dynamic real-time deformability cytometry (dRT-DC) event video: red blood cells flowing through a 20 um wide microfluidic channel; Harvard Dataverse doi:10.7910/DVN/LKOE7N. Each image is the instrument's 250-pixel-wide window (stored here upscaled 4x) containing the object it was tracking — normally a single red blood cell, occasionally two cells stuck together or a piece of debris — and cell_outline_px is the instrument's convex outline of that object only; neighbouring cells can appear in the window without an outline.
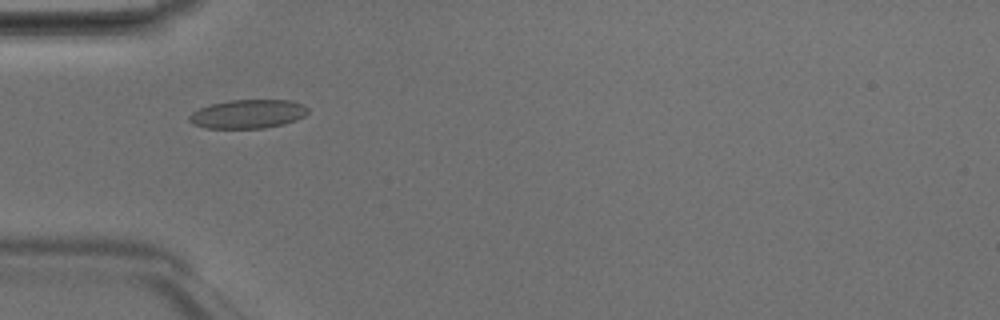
{"species": "Egyptian fruit bat (a non-hibernating species)", "species_latin": "Rousettus aegyptiacus", "temperature_condition": "room temperature", "stored_images_in_passage": 48, "camera_frame_rate_fps": 3000, "um_per_image_px": 0.085, "animal": {"sex": "male"}, "frame": {"image": 1, "passage_image": 15, "time_ms": 4.667, "image_size_px": [1000, 320], "cell_outline_px": [[308, 112], [304, 116], [296, 120], [284, 124], [264, 128], [204, 128], [192, 124], [188, 120], [188, 116], [192, 112], [200, 108], [212, 104], [232, 100], [292, 100], [304, 104], [308, 108]], "centroid_in_image_um": [21.08, 9.69], "position_along_channel_um": 63.9, "area_um2": 20.0}}
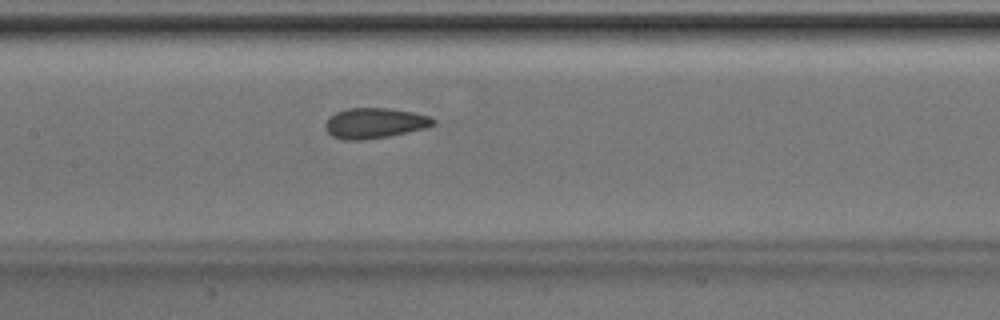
{"frame": {"image": 2, "passage_image": 23, "time_ms": 7.333, "image_size_px": [1000, 320], "cell_outline_px": [[436, 124], [428, 128], [388, 136], [360, 140], [344, 140], [332, 136], [324, 128], [324, 124], [328, 116], [336, 112], [348, 108], [388, 108], [412, 112], [428, 116], [436, 120]], "centroid_in_image_um": [31.83, 10.46], "position_along_channel_um": 175.6, "area_um2": 19.25}}
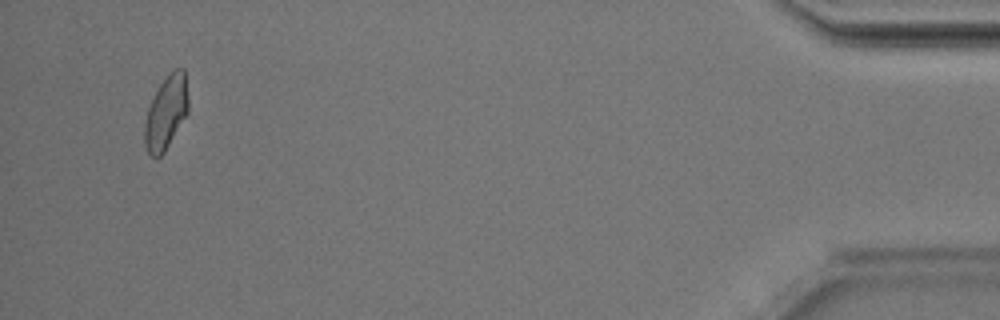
{"frame": {"image": 3, "passage_image": 46, "time_ms": 15.0, "image_size_px": [1000, 320], "cell_outline_px": [[188, 112], [164, 152], [160, 156], [152, 156], [148, 152], [144, 144], [144, 124], [148, 108], [160, 84], [176, 68], [184, 68], [188, 96]], "centroid_in_image_um": [14.12, 9.58], "position_along_channel_um": 421.1, "area_um2": 18.32}, "authors_computed_cell_mechanics": {"area_um2": 19.2474, "velocity_mm_per_s": 4.219, "shape_relaxation_time_tau1_ms": 8.4544, "shape_relaxation_time_tau2_ms": 1.7206, "deformation_change_tau1": 0.1574, "deformation_change_tau2": 0.0635}}